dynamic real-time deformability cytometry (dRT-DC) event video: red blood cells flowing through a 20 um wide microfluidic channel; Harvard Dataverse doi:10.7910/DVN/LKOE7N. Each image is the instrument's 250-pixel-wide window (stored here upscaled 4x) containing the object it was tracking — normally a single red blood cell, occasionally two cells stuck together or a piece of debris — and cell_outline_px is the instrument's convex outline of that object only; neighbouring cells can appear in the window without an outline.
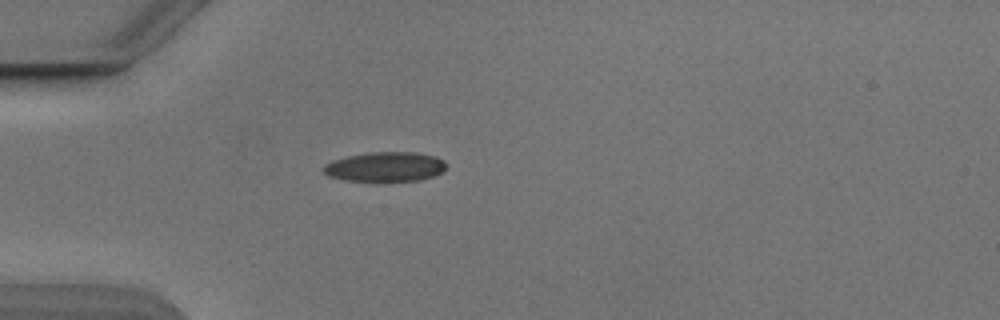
{"species": "Egyptian fruit bat (a non-hibernating species)", "species_latin": "Rousettus aegyptiacus", "temperature_condition": "cold", "stored_images_in_passage": 38, "camera_frame_rate_fps": 3000, "um_per_image_px": 0.085, "animal": {"sex": "male"}, "frame": {"image": 1, "passage_image": 1, "time_ms": 0.0, "image_size_px": [1000, 320], "cell_outline_px": [[444, 172], [420, 180], [380, 184], [344, 180], [328, 176], [324, 172], [324, 164], [332, 160], [348, 156], [368, 152], [416, 152], [436, 156], [444, 160]], "centroid_in_image_um": [32.73, 14.22], "position_along_channel_um": 52.3, "area_um2": 22.08}}
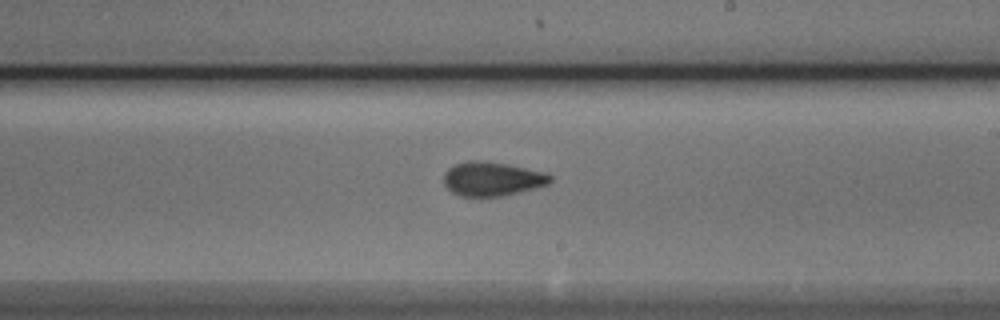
{"frame": {"image": 2, "passage_image": 17, "time_ms": 5.333, "image_size_px": [1000, 320], "cell_outline_px": [[552, 180], [548, 184], [504, 196], [460, 196], [452, 192], [444, 184], [444, 172], [448, 168], [456, 164], [468, 160], [484, 160], [508, 164], [548, 172], [552, 176]], "centroid_in_image_um": [41.85, 15.19], "position_along_channel_um": 247.2, "area_um2": 21.33}}
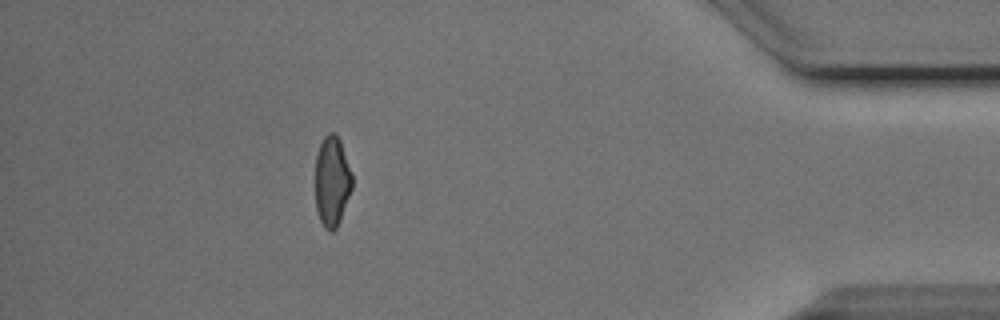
{"frame": {"image": 3, "passage_image": 33, "time_ms": 10.667, "image_size_px": [1000, 320], "cell_outline_px": [[352, 188], [340, 220], [336, 228], [332, 232], [328, 232], [324, 228], [320, 220], [316, 208], [316, 156], [320, 144], [324, 136], [328, 132], [336, 132], [340, 140], [352, 172]], "centroid_in_image_um": [28.23, 15.4], "position_along_channel_um": 407.0, "area_um2": 19.48}, "authors_computed_cell_mechanics": {"area_um2": 20.7791, "velocity_mm_per_s": 3.8827, "shape_relaxation_time_tau1_ms": 6.6312, "shape_relaxation_time_tau2_ms": 1.6324, "deformation_change_tau1": 0.1685, "deformation_change_tau2": 0.0861}}